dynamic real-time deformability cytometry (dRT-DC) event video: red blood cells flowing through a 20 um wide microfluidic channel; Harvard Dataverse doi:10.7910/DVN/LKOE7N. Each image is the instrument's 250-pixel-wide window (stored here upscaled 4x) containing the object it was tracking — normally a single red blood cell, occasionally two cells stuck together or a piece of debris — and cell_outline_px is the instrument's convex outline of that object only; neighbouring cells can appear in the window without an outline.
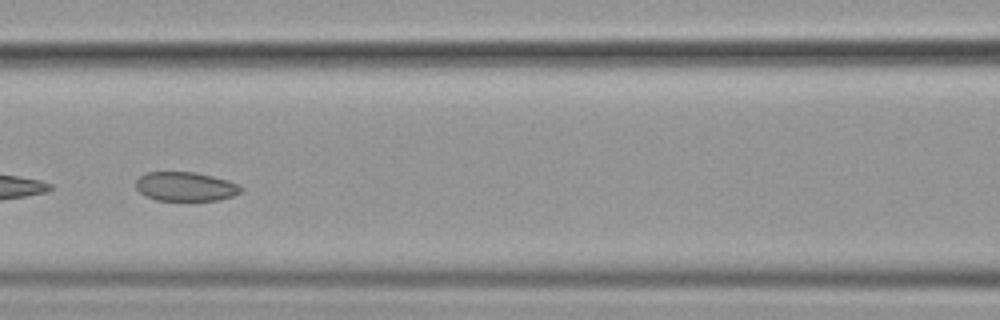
{"species": "common noctule bat (a hibernating species)", "species_latin": "Nyctalus noctula", "temperature_condition": "cold", "stored_images_in_passage": 51, "camera_frame_rate_fps": 3000, "um_per_image_px": 0.085, "animal": {"sex": "female", "body_mass_g": 19.9}, "frame": {"image": 1, "passage_image": 22, "time_ms": 7.0, "image_size_px": [1000, 320], "cell_outline_px": [[244, 188], [240, 192], [232, 196], [216, 200], [156, 200], [140, 192], [136, 188], [136, 180], [140, 176], [148, 172], [196, 172], [228, 180], [240, 184]], "centroid_in_image_um": [15.79, 15.84], "position_along_channel_um": 150.8, "area_um2": 17.74}, "authors_computed_cell_mechanics": {"area_um2": 20.808, "velocity_mm_per_s": 3.5657, "shape_relaxation_time_tau1_ms": null, "shape_relaxation_time_tau2_ms": 4.5564, "deformation_change_tau1": null, "deformation_change_tau2": 0.0818}}